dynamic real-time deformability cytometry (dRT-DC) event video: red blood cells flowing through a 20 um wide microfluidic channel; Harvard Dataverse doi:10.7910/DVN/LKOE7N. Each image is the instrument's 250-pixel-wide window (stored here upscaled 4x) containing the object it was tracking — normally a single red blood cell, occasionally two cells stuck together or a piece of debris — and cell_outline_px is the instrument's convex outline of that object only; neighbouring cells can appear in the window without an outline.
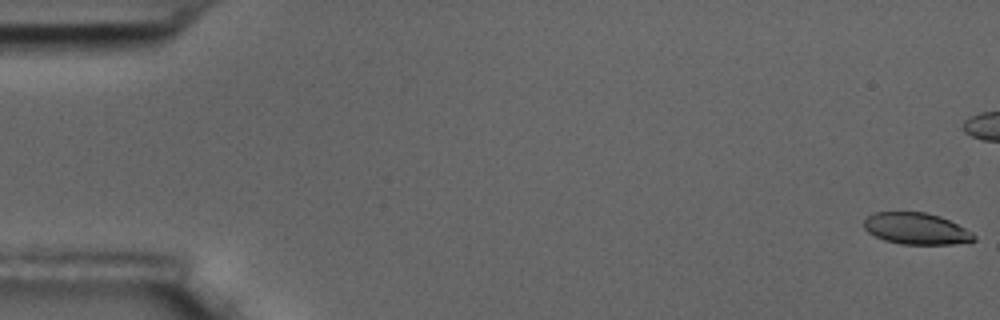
{"species": "common noctule bat (a hibernating species)", "species_latin": "Nyctalus noctula", "temperature_condition": "room temperature", "stored_images_in_passage": 54, "camera_frame_rate_fps": 3000, "um_per_image_px": 0.085, "animal": {"sex": "male", "body_mass_g": 17.5, "forearm_length_mm": 52.3}, "frame": {"image": 1, "passage_image": 1, "time_ms": 0.0, "image_size_px": [1000, 320], "cell_outline_px": [[976, 240], [952, 244], [900, 244], [884, 240], [868, 232], [864, 228], [864, 220], [868, 216], [876, 212], [924, 212], [940, 216], [972, 232], [976, 236]], "centroid_in_image_um": [77.87, 19.43], "position_along_channel_um": 7.1, "area_um2": 20.06}}
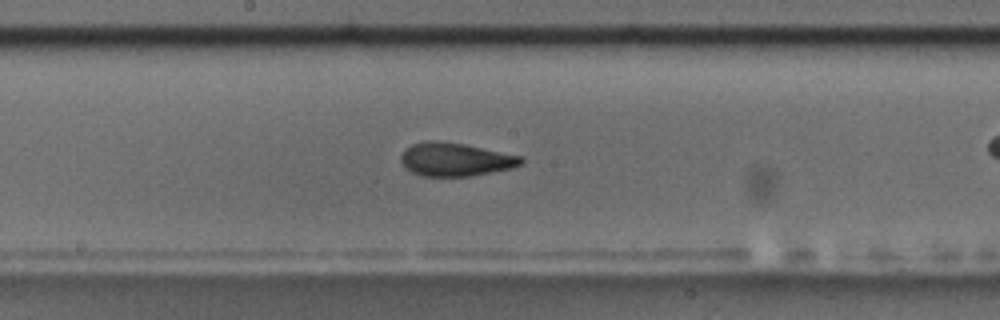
{"frame": {"image": 2, "passage_image": 31, "time_ms": 10.0, "image_size_px": [1000, 320], "cell_outline_px": [[524, 160], [520, 164], [512, 168], [472, 176], [424, 176], [412, 172], [404, 168], [400, 160], [400, 156], [404, 148], [412, 144], [428, 140], [440, 140], [464, 144], [524, 156]], "centroid_in_image_um": [38.68, 13.54], "position_along_channel_um": 209.5, "area_um2": 23.64}}
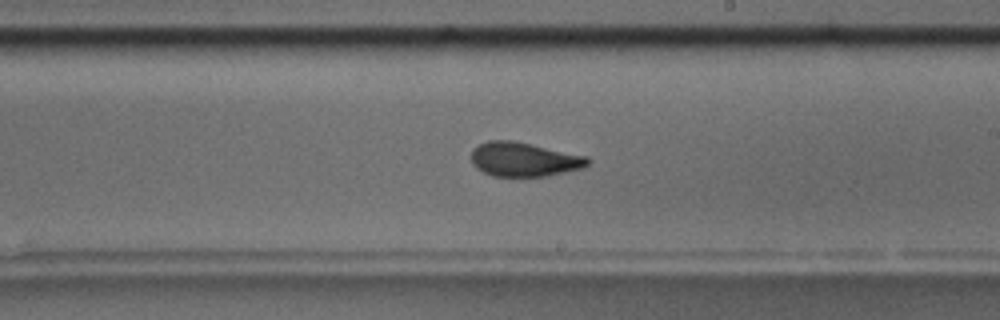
{"frame": {"image": 3, "passage_image": 34, "time_ms": 11.0, "image_size_px": [1000, 320], "cell_outline_px": [[592, 160], [584, 168], [548, 176], [492, 176], [476, 168], [472, 164], [472, 152], [480, 144], [488, 140], [512, 140], [588, 156]], "centroid_in_image_um": [44.59, 13.55], "position_along_channel_um": 244.4, "area_um2": 23.24}, "authors_computed_cell_mechanics": {"area_um2": 23.12, "velocity_mm_per_s": 3.5128, "shape_relaxation_time_tau1_ms": null, "shape_relaxation_time_tau2_ms": 1.4751, "deformation_change_tau1": null, "deformation_change_tau2": 0.0722}}